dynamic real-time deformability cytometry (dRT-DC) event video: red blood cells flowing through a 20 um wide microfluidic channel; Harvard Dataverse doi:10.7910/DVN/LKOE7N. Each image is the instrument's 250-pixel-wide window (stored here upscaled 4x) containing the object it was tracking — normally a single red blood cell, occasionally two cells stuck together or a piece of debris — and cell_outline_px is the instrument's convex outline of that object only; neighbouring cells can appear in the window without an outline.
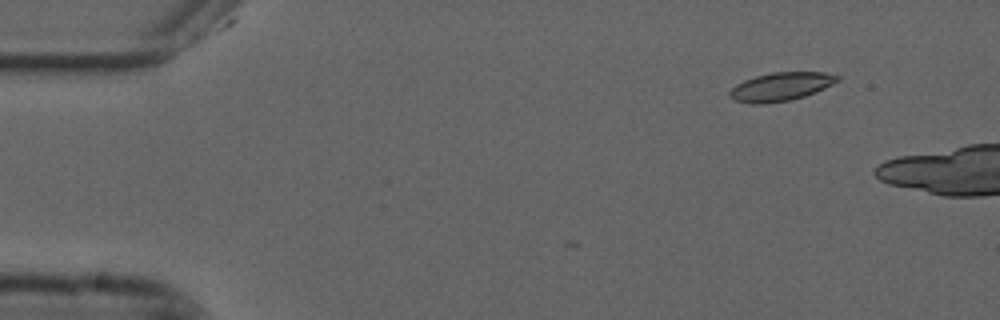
{"species": "common noctule bat (a hibernating species)", "species_latin": "Nyctalus noctula", "temperature_condition": "cold", "stored_images_in_passage": 6, "camera_frame_rate_fps": 3000, "um_per_image_px": 0.085, "animal": {"sex": "male", "forearm_length_mm": 52.5}, "frame": {"image": 1, "passage_image": 1, "time_ms": 0.0, "image_size_px": [1000, 320], "cell_outline_px": [[840, 80], [816, 92], [792, 100], [764, 104], [748, 104], [736, 100], [728, 96], [728, 92], [736, 84], [744, 80], [756, 76], [772, 72], [824, 72], [840, 76]], "centroid_in_image_um": [66.36, 7.37], "position_along_channel_um": 18.6, "area_um2": 17.98}}